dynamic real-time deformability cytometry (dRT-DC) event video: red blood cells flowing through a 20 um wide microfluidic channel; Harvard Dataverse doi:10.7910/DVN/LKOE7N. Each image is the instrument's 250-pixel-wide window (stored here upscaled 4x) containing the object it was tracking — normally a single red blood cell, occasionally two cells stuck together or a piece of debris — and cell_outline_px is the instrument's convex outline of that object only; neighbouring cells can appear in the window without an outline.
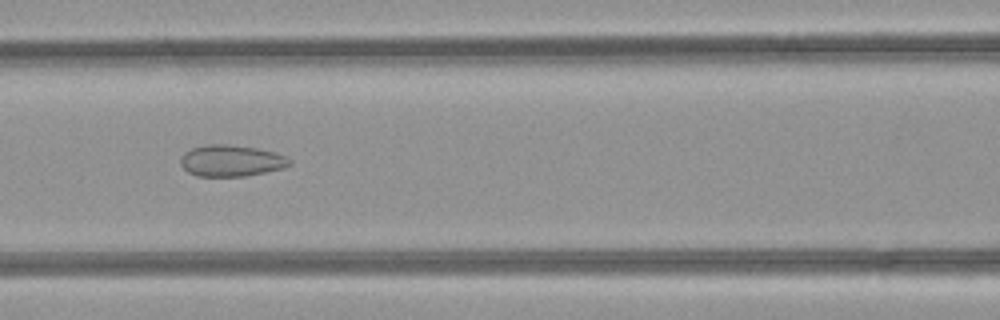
{"species": "common noctule bat (a hibernating species)", "species_latin": "Nyctalus noctula", "temperature_condition": "room temperature", "stored_images_in_passage": 41, "camera_frame_rate_fps": 3000, "um_per_image_px": 0.085, "animal": {"sex": "female", "body_mass_g": 21.9}, "frame": {"image": 1, "passage_image": 14, "time_ms": 4.333, "image_size_px": [1000, 320], "cell_outline_px": [[292, 164], [284, 168], [244, 176], [196, 176], [188, 172], [180, 164], [180, 160], [184, 152], [192, 148], [208, 144], [224, 144], [256, 148], [276, 152], [288, 156], [292, 160]], "centroid_in_image_um": [19.68, 13.66], "position_along_channel_um": 146.9, "area_um2": 20.06}}
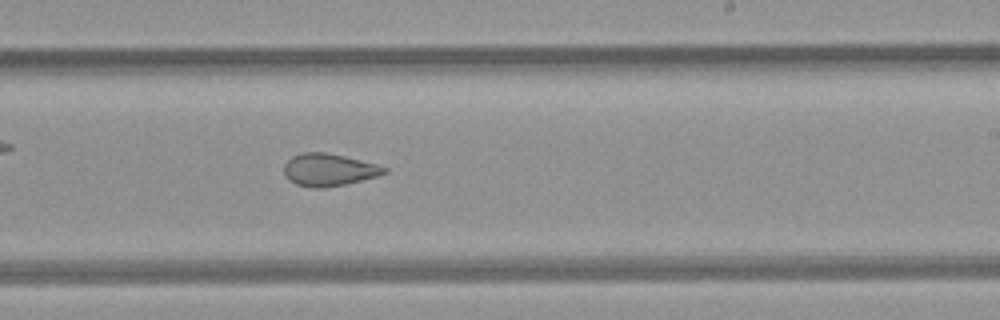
{"frame": {"image": 2, "passage_image": 22, "time_ms": 7.0, "image_size_px": [1000, 320], "cell_outline_px": [[388, 172], [376, 176], [344, 184], [324, 188], [312, 188], [296, 184], [288, 180], [284, 176], [284, 164], [292, 156], [304, 152], [324, 152], [344, 156], [376, 164], [388, 168]], "centroid_in_image_um": [27.91, 14.43], "position_along_channel_um": 261.1, "area_um2": 18.84}}
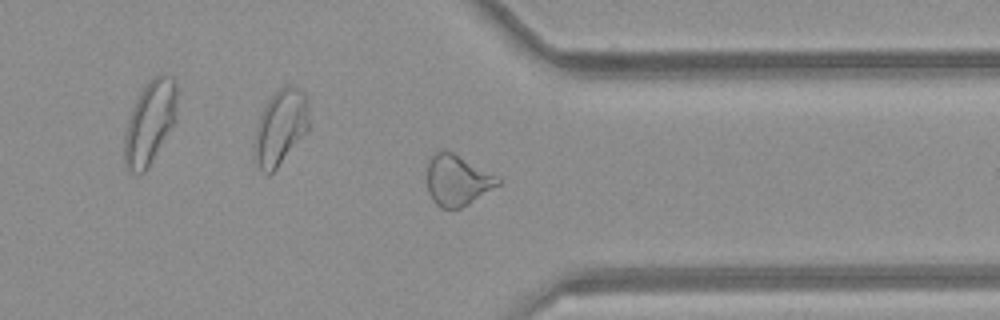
{"frame": {"image": 3, "passage_image": 30, "time_ms": 9.667, "image_size_px": [1000, 320], "cell_outline_px": [[504, 180], [500, 184], [468, 204], [460, 208], [440, 208], [432, 200], [428, 192], [428, 160], [440, 148], [444, 148], [500, 176]], "centroid_in_image_um": [38.9, 15.3], "position_along_channel_um": 372.5, "area_um2": 21.21}, "authors_computed_cell_mechanics": {"area_um2": 21.2126, "velocity_mm_per_s": 4.2969, "shape_relaxation_time_tau1_ms": null, "shape_relaxation_time_tau2_ms": 1.8492, "deformation_change_tau1": null, "deformation_change_tau2": 0.0905}}